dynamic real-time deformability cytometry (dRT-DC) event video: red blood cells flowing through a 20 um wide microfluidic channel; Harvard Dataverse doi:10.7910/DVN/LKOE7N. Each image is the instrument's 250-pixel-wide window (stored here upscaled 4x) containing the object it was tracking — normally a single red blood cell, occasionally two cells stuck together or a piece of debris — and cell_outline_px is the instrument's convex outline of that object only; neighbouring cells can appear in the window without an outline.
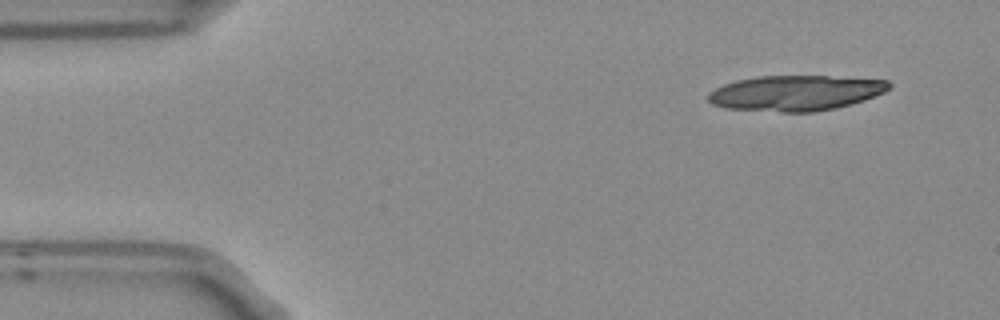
{"species": "Egyptian fruit bat (a non-hibernating species)", "species_latin": "Rousettus aegyptiacus", "temperature_condition": "room temperature", "stored_images_in_passage": 4, "camera_frame_rate_fps": 3000, "um_per_image_px": 0.085, "frame": {"image": 1, "passage_image": 1, "time_ms": 0.0, "image_size_px": [1000, 320], "cell_outline_px": [[892, 88], [884, 92], [864, 100], [852, 104], [836, 108], [812, 112], [780, 112], [724, 108], [712, 104], [708, 100], [708, 92], [724, 84], [736, 80], [756, 76], [828, 76], [888, 80], [892, 84]], "centroid_in_image_um": [67.63, 7.9], "position_along_channel_um": 17.4, "area_um2": 37.51}}